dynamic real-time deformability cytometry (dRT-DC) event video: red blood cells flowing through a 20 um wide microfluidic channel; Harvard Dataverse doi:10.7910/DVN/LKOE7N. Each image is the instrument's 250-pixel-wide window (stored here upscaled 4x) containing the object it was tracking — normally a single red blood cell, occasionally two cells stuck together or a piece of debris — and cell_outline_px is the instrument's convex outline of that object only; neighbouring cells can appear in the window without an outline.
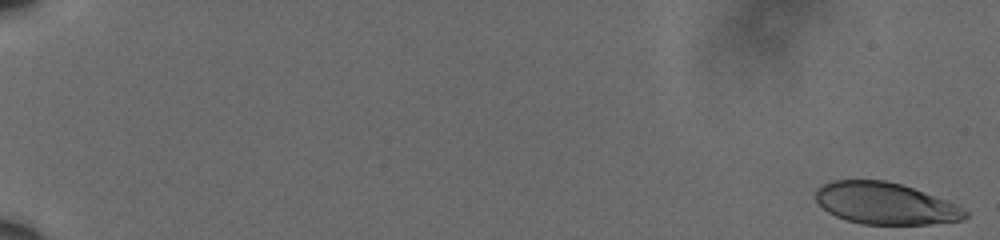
{"species": "human", "species_latin": "Homo sapiens", "temperature_condition": "cold", "stored_images_in_passage": 60, "camera_frame_rate_fps": 3000, "um_per_image_px": 0.085, "donor": {"sex": "male"}, "frame": {"image": 1, "passage_image": 1, "time_ms": 0.0, "image_size_px": [1000, 240], "cell_outline_px": [[968, 216], [964, 220], [928, 224], [864, 224], [848, 220], [836, 216], [828, 212], [816, 200], [816, 188], [832, 180], [884, 180], [900, 184], [912, 188], [956, 204], [968, 212]], "centroid_in_image_um": [75.25, 17.29], "position_along_channel_um": 9.8, "area_um2": 36.01}}
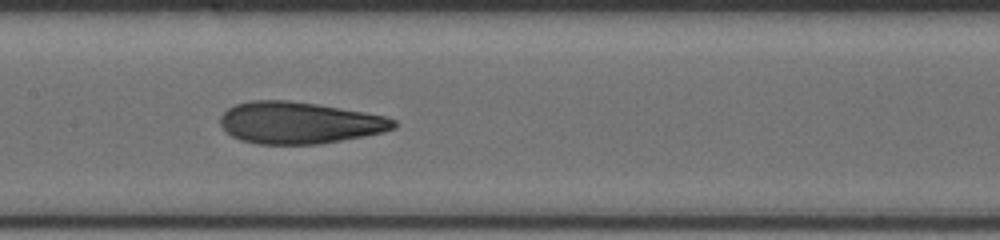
{"frame": {"image": 2, "passage_image": 33, "time_ms": 10.667, "image_size_px": [1000, 240], "cell_outline_px": [[396, 128], [384, 132], [364, 136], [320, 144], [256, 144], [240, 140], [232, 136], [220, 124], [220, 116], [228, 108], [236, 104], [252, 100], [288, 100], [316, 104], [388, 116], [396, 120]], "centroid_in_image_um": [25.45, 10.44], "position_along_channel_um": 181.9, "area_um2": 42.31}}
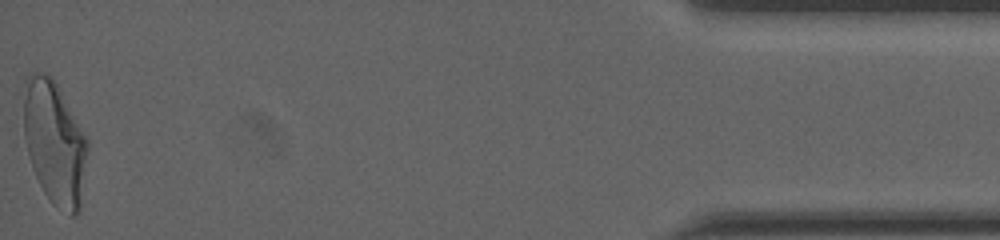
{"frame": {"image": 3, "passage_image": 60, "time_ms": 19.667, "image_size_px": [1000, 240], "cell_outline_px": [[88, 148], [80, 212], [76, 216], [72, 216], [52, 204], [44, 192], [32, 168], [24, 136], [24, 100], [28, 76], [32, 72], [44, 72], [56, 84], [88, 140]], "centroid_in_image_um": [4.65, 12.2], "position_along_channel_um": 430.5, "area_um2": 45.43}, "authors_computed_cell_mechanics": {"area_um2": 41.5293, "velocity_mm_per_s": 3.6228, "shape_relaxation_time_tau1_ms": 9.2986, "shape_relaxation_time_tau2_ms": 1.4981, "deformation_change_tau1": 0.2692, "deformation_change_tau2": 0.0982}}